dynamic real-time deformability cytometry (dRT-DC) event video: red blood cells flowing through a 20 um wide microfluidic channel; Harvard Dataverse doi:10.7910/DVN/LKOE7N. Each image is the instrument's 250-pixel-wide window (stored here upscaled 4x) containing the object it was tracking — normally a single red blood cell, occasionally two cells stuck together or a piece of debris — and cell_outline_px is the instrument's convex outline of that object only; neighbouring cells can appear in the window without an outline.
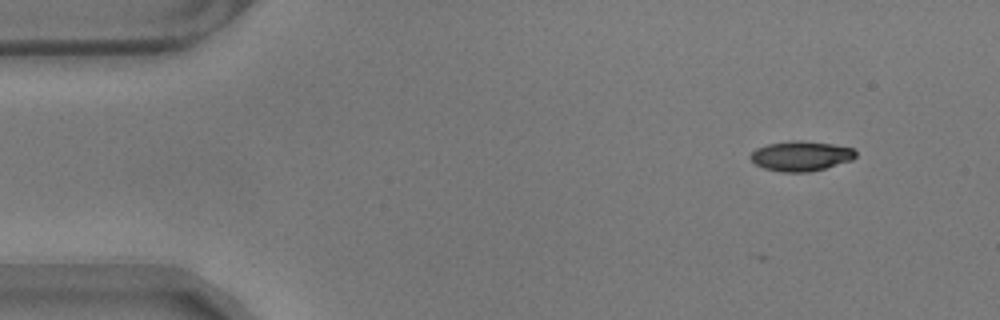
{"species": "common noctule bat (a hibernating species)", "species_latin": "Nyctalus noctula", "temperature_condition": "warm", "stored_images_in_passage": 7, "camera_frame_rate_fps": 3000, "um_per_image_px": 0.085, "animal": {"sex": "male", "body_mass_g": 17.9}, "frame": {"image": 1, "passage_image": 1, "time_ms": 0.0, "image_size_px": [1000, 320], "cell_outline_px": [[856, 156], [852, 160], [824, 168], [808, 172], [784, 172], [764, 168], [756, 164], [748, 156], [756, 148], [768, 144], [792, 140], [804, 140], [832, 144], [852, 148], [856, 152]], "centroid_in_image_um": [68.07, 13.25], "position_along_channel_um": 16.9, "area_um2": 18.26}}